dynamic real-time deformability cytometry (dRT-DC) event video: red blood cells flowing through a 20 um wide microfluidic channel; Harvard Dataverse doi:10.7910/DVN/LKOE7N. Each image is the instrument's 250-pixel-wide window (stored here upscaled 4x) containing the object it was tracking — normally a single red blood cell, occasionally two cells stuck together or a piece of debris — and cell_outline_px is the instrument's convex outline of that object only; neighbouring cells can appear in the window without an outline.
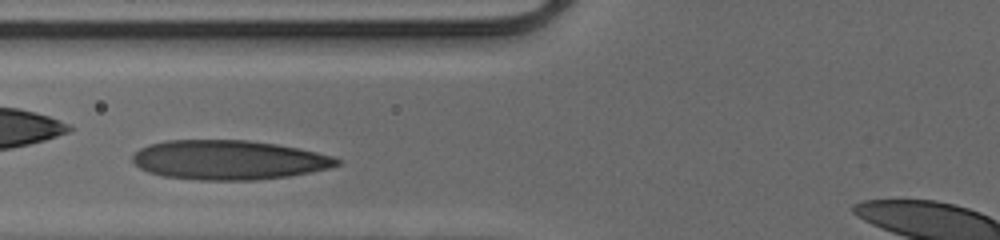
{"species": "human", "species_latin": "Homo sapiens", "temperature_condition": "cold", "stored_images_in_passage": 32, "camera_frame_rate_fps": 3000, "um_per_image_px": 0.085, "donor": {"sex": "male"}, "frame": {"image": 1, "passage_image": 5, "time_ms": 1.333, "image_size_px": [1000, 240], "cell_outline_px": [[344, 160], [340, 164], [328, 168], [312, 172], [288, 176], [256, 180], [200, 180], [164, 176], [148, 172], [140, 168], [132, 160], [132, 156], [140, 148], [148, 144], [164, 140], [248, 140], [276, 144], [300, 148], [332, 156]], "centroid_in_image_um": [19.45, 13.59], "position_along_channel_um": 106.3, "area_um2": 47.11}}
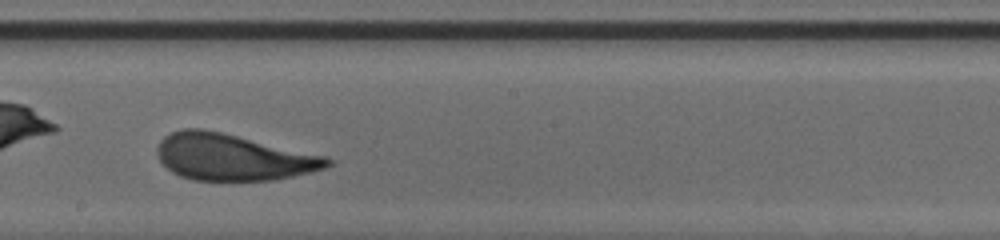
{"frame": {"image": 2, "passage_image": 14, "time_ms": 4.333, "image_size_px": [1000, 240], "cell_outline_px": [[332, 164], [328, 168], [276, 180], [192, 180], [180, 176], [172, 172], [160, 160], [156, 152], [156, 148], [160, 140], [164, 136], [172, 132], [184, 128], [204, 128], [328, 156], [332, 160]], "centroid_in_image_um": [19.82, 13.35], "position_along_channel_um": 228.4, "area_um2": 46.36}}
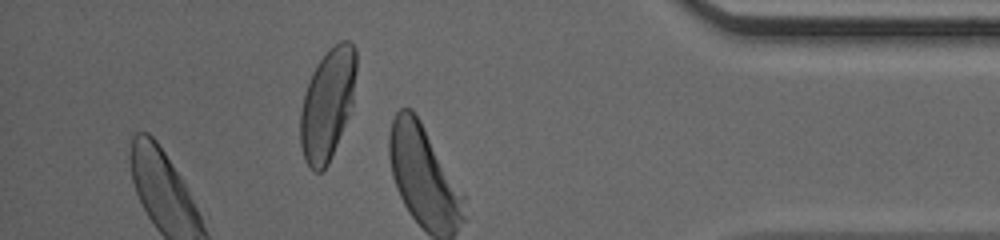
{"frame": {"image": 3, "passage_image": 28, "time_ms": 9.0, "image_size_px": [1000, 240], "cell_outline_px": [[356, 72], [352, 104], [348, 116], [328, 164], [320, 172], [312, 172], [304, 160], [300, 144], [300, 112], [304, 92], [312, 72], [316, 64], [328, 48], [340, 40], [348, 40], [356, 48]], "centroid_in_image_um": [27.82, 8.83], "position_along_channel_um": 407.4, "area_um2": 36.41}}